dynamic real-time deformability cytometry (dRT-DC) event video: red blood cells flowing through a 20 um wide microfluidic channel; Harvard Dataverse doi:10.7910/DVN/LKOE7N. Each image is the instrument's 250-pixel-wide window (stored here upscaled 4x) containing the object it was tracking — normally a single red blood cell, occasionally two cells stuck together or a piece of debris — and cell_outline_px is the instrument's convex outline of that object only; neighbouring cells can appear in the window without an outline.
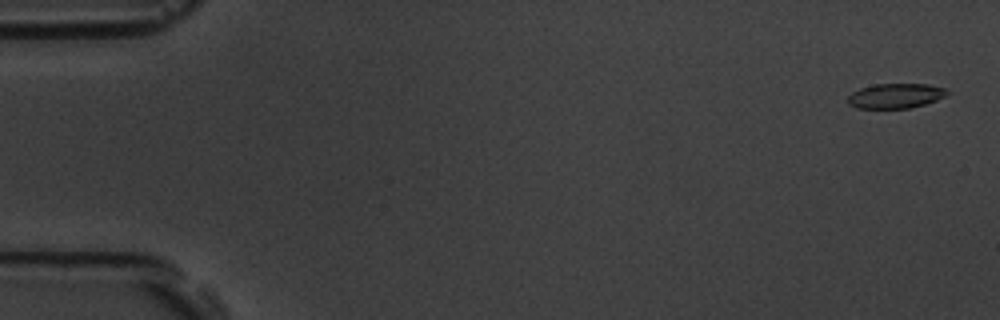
{"species": "common noctule bat (a hibernating species)", "species_latin": "Nyctalus noctula", "temperature_condition": "room temperature", "stored_images_in_passage": 18, "camera_frame_rate_fps": 3000, "um_per_image_px": 0.085, "animal": {"sex": "male", "body_mass_g": 19.5, "forearm_length_mm": 54.6}, "frame": {"image": 1, "passage_image": 2, "time_ms": 0.333, "image_size_px": [1000, 320], "cell_outline_px": [[948, 92], [944, 96], [936, 100], [924, 104], [908, 108], [856, 108], [848, 104], [848, 96], [852, 92], [860, 88], [876, 84], [928, 84], [944, 88]], "centroid_in_image_um": [76.08, 8.14], "position_along_channel_um": 8.9, "area_um2": 14.22}}
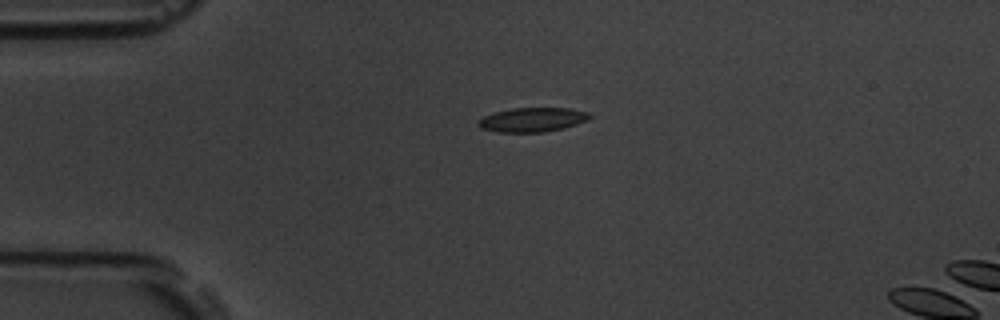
{"frame": {"image": 2, "passage_image": 14, "time_ms": 4.333, "image_size_px": [1000, 320], "cell_outline_px": [[592, 116], [588, 120], [564, 128], [544, 132], [496, 132], [480, 128], [476, 124], [484, 116], [496, 112], [512, 108], [568, 108], [588, 112]], "centroid_in_image_um": [45.26, 10.18], "position_along_channel_um": 39.7, "area_um2": 15.72}}